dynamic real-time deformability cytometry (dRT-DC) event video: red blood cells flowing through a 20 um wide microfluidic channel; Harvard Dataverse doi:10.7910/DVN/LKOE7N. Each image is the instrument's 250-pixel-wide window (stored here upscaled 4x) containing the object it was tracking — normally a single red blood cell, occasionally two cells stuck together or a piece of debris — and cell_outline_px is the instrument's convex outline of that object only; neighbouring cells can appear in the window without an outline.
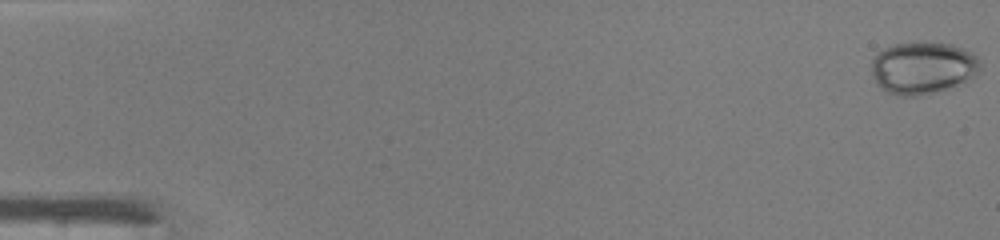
{"species": "common noctule bat (a hibernating species)", "species_latin": "Nyctalus noctula", "temperature_condition": "warm", "stored_images_in_passage": 48, "camera_frame_rate_fps": 3000, "um_per_image_px": 0.085, "animal": {"sex": "male", "body_mass_g": 19.0, "forearm_length_mm": 50.8}, "frame": {"image": 1, "passage_image": 1, "time_ms": 0.0, "image_size_px": [1000, 240], "cell_outline_px": [[980, 68], [972, 76], [956, 84], [944, 88], [912, 96], [904, 96], [888, 92], [876, 84], [872, 76], [872, 60], [884, 48], [896, 44], [916, 40], [952, 44], [972, 52], [980, 60]], "centroid_in_image_um": [78.4, 5.71], "position_along_channel_um": 6.6, "area_um2": 32.66}}
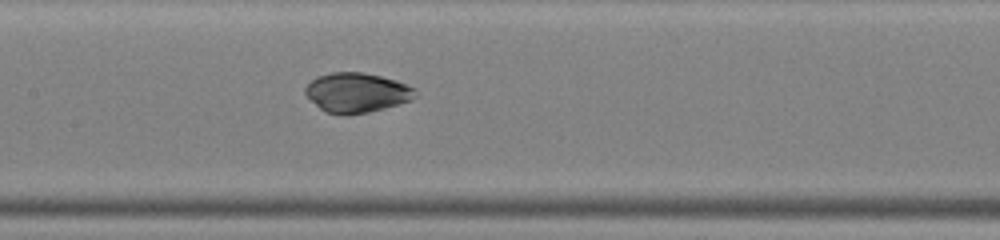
{"frame": {"image": 2, "passage_image": 24, "time_ms": 7.667, "image_size_px": [1000, 240], "cell_outline_px": [[416, 96], [412, 100], [384, 108], [368, 112], [348, 116], [344, 116], [324, 112], [304, 92], [304, 88], [316, 76], [332, 72], [364, 72], [396, 80], [416, 88]], "centroid_in_image_um": [30.33, 7.88], "position_along_channel_um": 177.1, "area_um2": 25.61}}
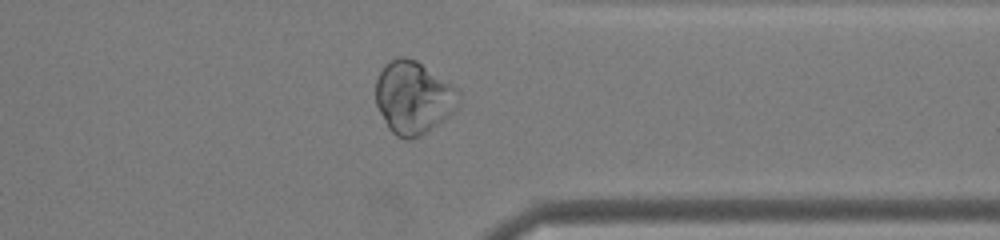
{"frame": {"image": 3, "passage_image": 38, "time_ms": 12.333, "image_size_px": [1000, 240], "cell_outline_px": [[460, 100], [456, 108], [444, 120], [420, 136], [412, 140], [404, 140], [396, 136], [388, 128], [376, 104], [376, 80], [384, 64], [396, 56], [404, 56], [416, 60], [456, 88], [460, 92]], "centroid_in_image_um": [35.12, 8.3], "position_along_channel_um": 376.3, "area_um2": 35.2}}